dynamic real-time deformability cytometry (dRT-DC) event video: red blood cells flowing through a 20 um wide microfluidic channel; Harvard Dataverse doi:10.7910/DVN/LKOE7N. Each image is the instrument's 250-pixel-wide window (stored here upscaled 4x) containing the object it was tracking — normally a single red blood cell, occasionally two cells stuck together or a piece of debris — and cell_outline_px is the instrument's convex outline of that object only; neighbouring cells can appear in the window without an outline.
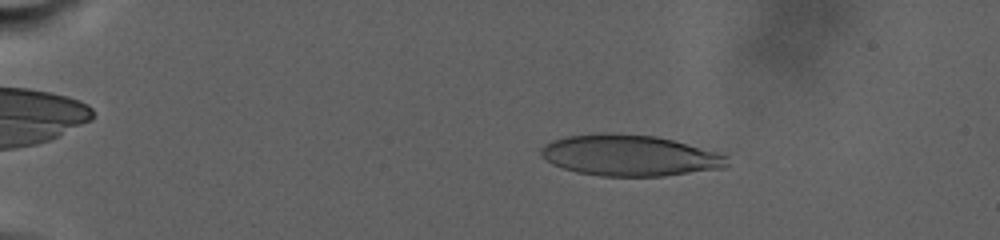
{"species": "human", "species_latin": "Homo sapiens", "temperature_condition": "warm", "stored_images_in_passage": 75, "camera_frame_rate_fps": 3000, "um_per_image_px": 0.085, "donor": {"sex": "male"}, "frame": {"image": 1, "passage_image": 14, "time_ms": 5.667, "image_size_px": [1000, 240], "cell_outline_px": [[728, 164], [724, 168], [664, 176], [600, 176], [576, 172], [552, 164], [544, 160], [540, 156], [540, 148], [544, 144], [552, 140], [568, 136], [604, 132], [656, 136], [672, 140], [716, 152], [728, 156]], "centroid_in_image_um": [53.47, 13.21], "position_along_channel_um": 31.5, "area_um2": 44.68}}
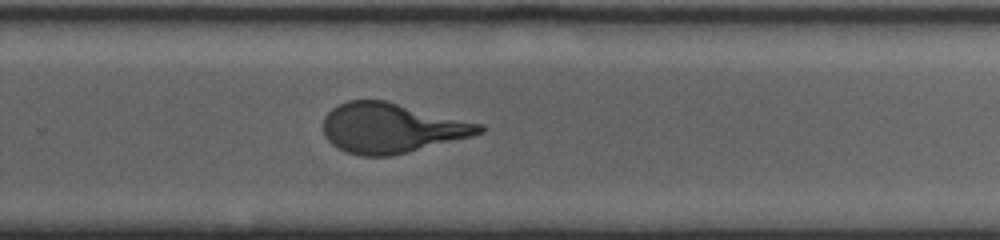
{"frame": {"image": 2, "passage_image": 47, "time_ms": 20.667, "image_size_px": [1000, 240], "cell_outline_px": [[484, 132], [472, 136], [392, 156], [360, 156], [336, 148], [324, 136], [324, 116], [332, 108], [348, 100], [384, 100], [484, 124]], "centroid_in_image_um": [33.27, 10.88], "position_along_channel_um": 296.5, "area_um2": 45.32}}
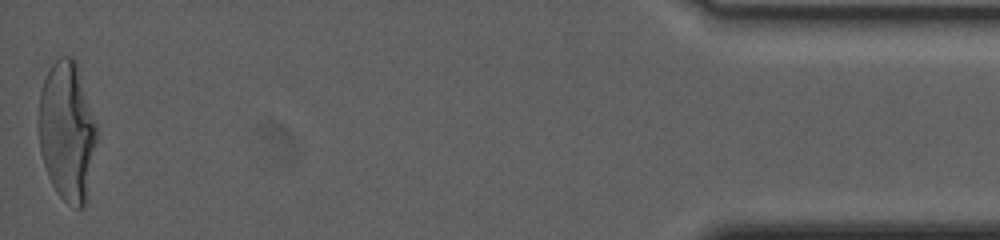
{"frame": {"image": 3, "passage_image": 75, "time_ms": 29.333, "image_size_px": [1000, 240], "cell_outline_px": [[100, 136], [84, 208], [76, 208], [68, 204], [56, 192], [48, 176], [40, 152], [36, 120], [40, 92], [44, 80], [52, 64], [60, 56], [72, 56], [76, 60], [100, 132]], "centroid_in_image_um": [5.72, 11.16], "position_along_channel_um": 429.5, "area_um2": 48.67}, "authors_computed_cell_mechanics": {"area_um2": 45.8354, "velocity_mm_per_s": 2.4079, "shape_relaxation_time_tau1_ms": 9.5349, "shape_relaxation_time_tau2_ms": null, "deformation_change_tau1": 0.2961, "deformation_change_tau2": null}}